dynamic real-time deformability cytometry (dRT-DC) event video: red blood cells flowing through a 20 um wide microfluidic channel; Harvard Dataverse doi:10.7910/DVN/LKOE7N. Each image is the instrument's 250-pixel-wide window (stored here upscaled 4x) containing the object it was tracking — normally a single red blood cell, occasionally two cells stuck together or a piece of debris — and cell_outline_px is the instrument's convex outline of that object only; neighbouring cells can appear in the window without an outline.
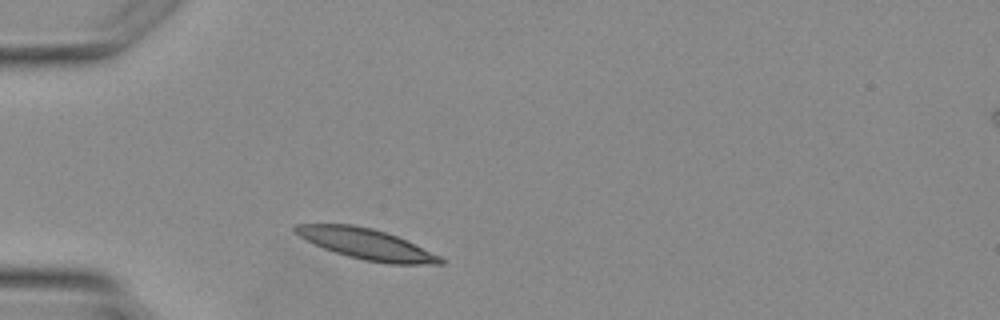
{"species": "Egyptian fruit bat (a non-hibernating species)", "species_latin": "Rousettus aegyptiacus", "temperature_condition": "warm", "stored_images_in_passage": 3, "camera_frame_rate_fps": 3000, "um_per_image_px": 0.085, "animal": {"sex": "female"}, "frame": {"image": 1, "passage_image": 3, "time_ms": 2.333, "image_size_px": [1000, 320], "cell_outline_px": [[444, 264], [388, 264], [364, 260], [348, 256], [324, 248], [292, 232], [292, 228], [296, 224], [352, 224], [372, 228], [396, 236], [440, 256], [444, 260]], "centroid_in_image_um": [31.13, 20.74], "position_along_channel_um": 53.9, "area_um2": 25.55}}